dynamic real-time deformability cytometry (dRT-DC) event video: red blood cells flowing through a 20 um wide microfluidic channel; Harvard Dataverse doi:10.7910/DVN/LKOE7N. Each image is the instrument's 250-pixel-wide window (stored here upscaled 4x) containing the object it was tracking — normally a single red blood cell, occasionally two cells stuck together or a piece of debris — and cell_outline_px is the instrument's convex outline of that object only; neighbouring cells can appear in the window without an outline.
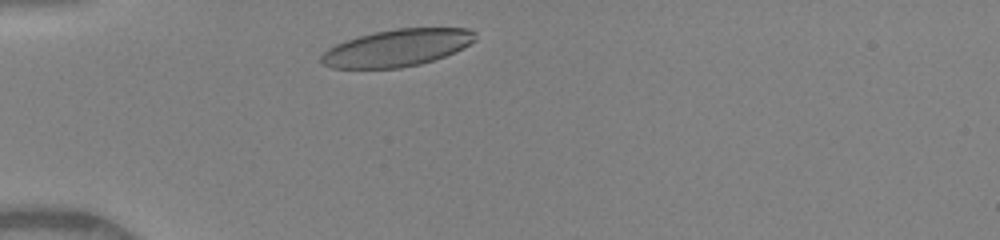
{"species": "human", "species_latin": "Homo sapiens", "temperature_condition": "warm", "stored_images_in_passage": 30, "camera_frame_rate_fps": 3000, "um_per_image_px": 0.085, "donor": {"sex": "female"}, "frame": {"image": 1, "passage_image": 2, "time_ms": 0.333, "image_size_px": [1000, 240], "cell_outline_px": [[476, 40], [444, 56], [420, 64], [400, 68], [332, 68], [324, 64], [320, 60], [320, 56], [328, 48], [336, 44], [360, 36], [376, 32], [396, 28], [468, 28], [476, 32]], "centroid_in_image_um": [33.74, 4.07], "position_along_channel_um": 51.3, "area_um2": 32.89}}
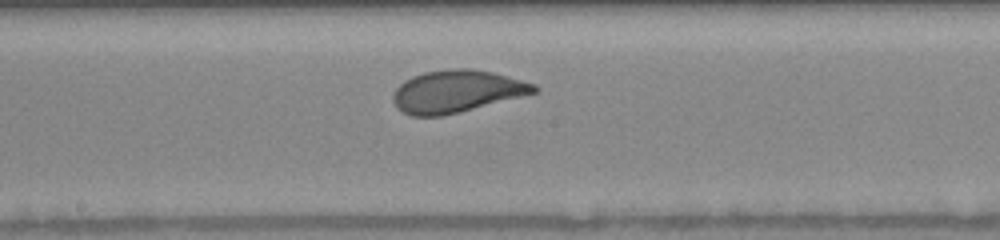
{"frame": {"image": 2, "passage_image": 15, "time_ms": 4.667, "image_size_px": [1000, 240], "cell_outline_px": [[540, 88], [536, 92], [460, 112], [440, 116], [412, 116], [396, 108], [392, 100], [392, 96], [396, 88], [404, 80], [412, 76], [424, 72], [448, 68], [472, 68], [492, 72], [508, 76], [536, 84]], "centroid_in_image_um": [38.79, 7.75], "position_along_channel_um": 209.4, "area_um2": 34.8}}
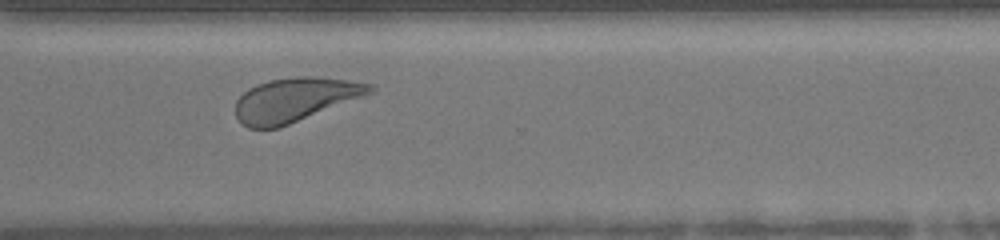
{"frame": {"image": 3, "passage_image": 25, "time_ms": 8.0, "image_size_px": [1000, 240], "cell_outline_px": [[376, 92], [280, 128], [248, 128], [236, 116], [236, 100], [248, 88], [256, 84], [268, 80], [296, 76], [308, 76], [344, 80], [372, 84], [376, 88]], "centroid_in_image_um": [25.1, 8.47], "position_along_channel_um": 345.5, "area_um2": 34.51}, "authors_computed_cell_mechanics": {"area_um2": 34.6511, "velocity_mm_per_s": 4.0884, "shape_relaxation_time_tau1_ms": 2.1509, "shape_relaxation_time_tau2_ms": 0.6404, "deformation_change_tau1": 0.1419, "deformation_change_tau2": 0.0598}}